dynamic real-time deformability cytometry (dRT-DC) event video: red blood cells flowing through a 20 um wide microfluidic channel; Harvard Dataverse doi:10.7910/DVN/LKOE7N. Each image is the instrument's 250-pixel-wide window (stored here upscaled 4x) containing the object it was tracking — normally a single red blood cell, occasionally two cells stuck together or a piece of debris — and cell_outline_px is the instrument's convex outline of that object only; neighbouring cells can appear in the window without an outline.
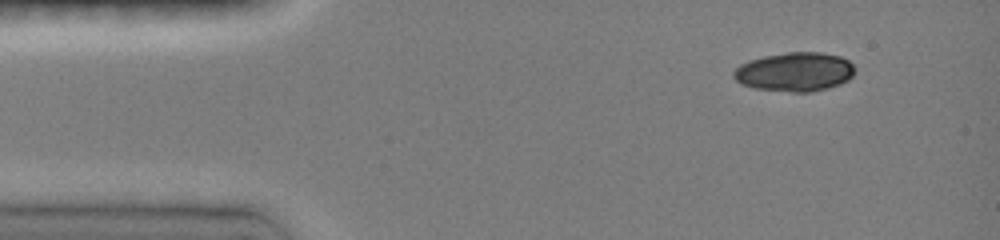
{"species": "common noctule bat (a hibernating species)", "species_latin": "Nyctalus noctula", "temperature_condition": "room temperature", "stored_images_in_passage": 43, "camera_frame_rate_fps": 3000, "um_per_image_px": 0.085, "animal": {"sex": "female", "body_mass_g": 19.0, "forearm_length_mm": 51.5}, "frame": {"image": 1, "passage_image": 1, "time_ms": 0.0, "image_size_px": [1000, 240], "cell_outline_px": [[856, 68], [852, 76], [848, 80], [840, 84], [828, 88], [808, 92], [792, 92], [756, 88], [740, 84], [732, 76], [732, 72], [740, 64], [748, 60], [764, 56], [788, 52], [820, 52], [840, 56], [848, 60]], "centroid_in_image_um": [67.55, 6.1], "position_along_channel_um": 17.5, "area_um2": 27.69}}
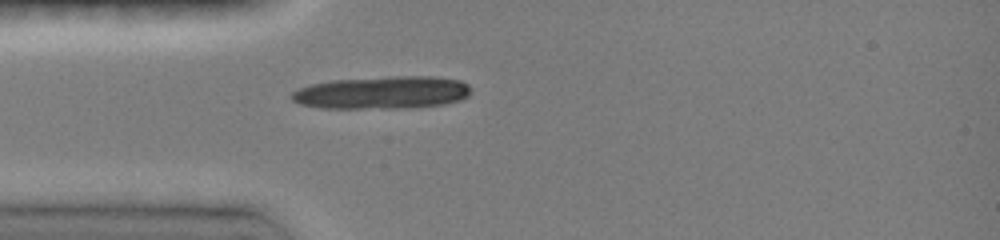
{"frame": {"image": 2, "passage_image": 9, "time_ms": 2.667, "image_size_px": [1000, 240], "cell_outline_px": [[472, 88], [468, 96], [460, 100], [440, 104], [404, 108], [320, 108], [300, 104], [292, 100], [288, 96], [292, 92], [300, 88], [312, 84], [332, 80], [392, 76], [436, 76], [460, 80], [468, 84]], "centroid_in_image_um": [32.48, 7.86], "position_along_channel_um": 52.5, "area_um2": 34.28}}
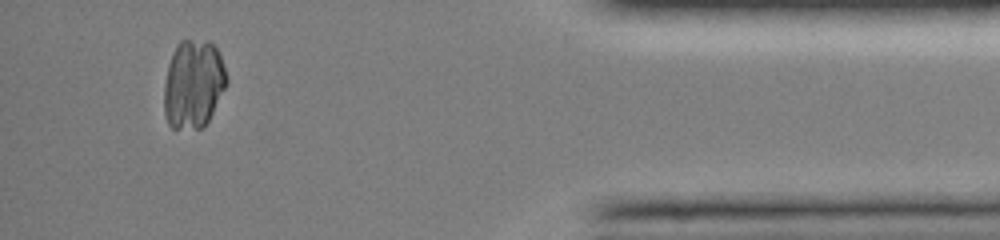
{"frame": {"image": 3, "passage_image": 39, "time_ms": 12.667, "image_size_px": [1000, 240], "cell_outline_px": [[228, 84], [208, 120], [200, 128], [172, 128], [168, 124], [164, 112], [164, 84], [168, 64], [172, 52], [176, 44], [180, 40], [208, 40], [216, 48], [220, 56], [228, 80]], "centroid_in_image_um": [16.42, 7.12], "position_along_channel_um": 418.8, "area_um2": 32.37}}